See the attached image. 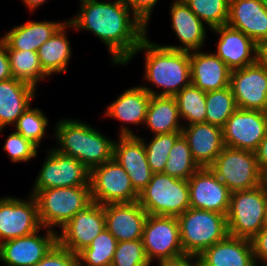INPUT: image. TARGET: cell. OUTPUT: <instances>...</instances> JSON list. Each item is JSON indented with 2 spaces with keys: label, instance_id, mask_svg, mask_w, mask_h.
I'll list each match as a JSON object with an SVG mask.
<instances>
[{
  "label": "cell",
  "instance_id": "obj_24",
  "mask_svg": "<svg viewBox=\"0 0 267 266\" xmlns=\"http://www.w3.org/2000/svg\"><path fill=\"white\" fill-rule=\"evenodd\" d=\"M230 75L231 69L214 52L190 51L191 84L204 92L228 87Z\"/></svg>",
  "mask_w": 267,
  "mask_h": 266
},
{
  "label": "cell",
  "instance_id": "obj_19",
  "mask_svg": "<svg viewBox=\"0 0 267 266\" xmlns=\"http://www.w3.org/2000/svg\"><path fill=\"white\" fill-rule=\"evenodd\" d=\"M219 36L217 55L231 70L244 68L258 60V44L242 31L222 25L212 29Z\"/></svg>",
  "mask_w": 267,
  "mask_h": 266
},
{
  "label": "cell",
  "instance_id": "obj_32",
  "mask_svg": "<svg viewBox=\"0 0 267 266\" xmlns=\"http://www.w3.org/2000/svg\"><path fill=\"white\" fill-rule=\"evenodd\" d=\"M179 115L185 125L206 122V92L189 84L174 96Z\"/></svg>",
  "mask_w": 267,
  "mask_h": 266
},
{
  "label": "cell",
  "instance_id": "obj_50",
  "mask_svg": "<svg viewBox=\"0 0 267 266\" xmlns=\"http://www.w3.org/2000/svg\"><path fill=\"white\" fill-rule=\"evenodd\" d=\"M261 263L262 264V266H267V262H257V261H255V264H254V266H259V264ZM258 264V265H257ZM261 266V265H260Z\"/></svg>",
  "mask_w": 267,
  "mask_h": 266
},
{
  "label": "cell",
  "instance_id": "obj_16",
  "mask_svg": "<svg viewBox=\"0 0 267 266\" xmlns=\"http://www.w3.org/2000/svg\"><path fill=\"white\" fill-rule=\"evenodd\" d=\"M229 86L237 108L267 112V71L258 60L231 70Z\"/></svg>",
  "mask_w": 267,
  "mask_h": 266
},
{
  "label": "cell",
  "instance_id": "obj_43",
  "mask_svg": "<svg viewBox=\"0 0 267 266\" xmlns=\"http://www.w3.org/2000/svg\"><path fill=\"white\" fill-rule=\"evenodd\" d=\"M254 259L257 262H267V225L251 239Z\"/></svg>",
  "mask_w": 267,
  "mask_h": 266
},
{
  "label": "cell",
  "instance_id": "obj_8",
  "mask_svg": "<svg viewBox=\"0 0 267 266\" xmlns=\"http://www.w3.org/2000/svg\"><path fill=\"white\" fill-rule=\"evenodd\" d=\"M230 190H250L266 181L260 171L255 152L225 146L209 167Z\"/></svg>",
  "mask_w": 267,
  "mask_h": 266
},
{
  "label": "cell",
  "instance_id": "obj_30",
  "mask_svg": "<svg viewBox=\"0 0 267 266\" xmlns=\"http://www.w3.org/2000/svg\"><path fill=\"white\" fill-rule=\"evenodd\" d=\"M180 120L174 96L151 95L144 122L151 133L157 135L181 132L183 123Z\"/></svg>",
  "mask_w": 267,
  "mask_h": 266
},
{
  "label": "cell",
  "instance_id": "obj_44",
  "mask_svg": "<svg viewBox=\"0 0 267 266\" xmlns=\"http://www.w3.org/2000/svg\"><path fill=\"white\" fill-rule=\"evenodd\" d=\"M156 262H158L159 266H200L198 256L186 253H182L180 255L166 259H161Z\"/></svg>",
  "mask_w": 267,
  "mask_h": 266
},
{
  "label": "cell",
  "instance_id": "obj_14",
  "mask_svg": "<svg viewBox=\"0 0 267 266\" xmlns=\"http://www.w3.org/2000/svg\"><path fill=\"white\" fill-rule=\"evenodd\" d=\"M121 126L119 140L114 142L113 158L126 171L133 188L140 193L150 182L153 172L142 139L131 128Z\"/></svg>",
  "mask_w": 267,
  "mask_h": 266
},
{
  "label": "cell",
  "instance_id": "obj_17",
  "mask_svg": "<svg viewBox=\"0 0 267 266\" xmlns=\"http://www.w3.org/2000/svg\"><path fill=\"white\" fill-rule=\"evenodd\" d=\"M46 229L45 234L40 231ZM57 231L41 227L38 231L0 244V261L5 266H33L57 243Z\"/></svg>",
  "mask_w": 267,
  "mask_h": 266
},
{
  "label": "cell",
  "instance_id": "obj_21",
  "mask_svg": "<svg viewBox=\"0 0 267 266\" xmlns=\"http://www.w3.org/2000/svg\"><path fill=\"white\" fill-rule=\"evenodd\" d=\"M227 25L242 31L258 45L267 42L265 0H230Z\"/></svg>",
  "mask_w": 267,
  "mask_h": 266
},
{
  "label": "cell",
  "instance_id": "obj_20",
  "mask_svg": "<svg viewBox=\"0 0 267 266\" xmlns=\"http://www.w3.org/2000/svg\"><path fill=\"white\" fill-rule=\"evenodd\" d=\"M106 229L118 242L142 239L147 212L138 201L103 205Z\"/></svg>",
  "mask_w": 267,
  "mask_h": 266
},
{
  "label": "cell",
  "instance_id": "obj_31",
  "mask_svg": "<svg viewBox=\"0 0 267 266\" xmlns=\"http://www.w3.org/2000/svg\"><path fill=\"white\" fill-rule=\"evenodd\" d=\"M11 74L14 79L26 82L33 87L49 77L42 69L36 51L7 50Z\"/></svg>",
  "mask_w": 267,
  "mask_h": 266
},
{
  "label": "cell",
  "instance_id": "obj_49",
  "mask_svg": "<svg viewBox=\"0 0 267 266\" xmlns=\"http://www.w3.org/2000/svg\"><path fill=\"white\" fill-rule=\"evenodd\" d=\"M265 225H267V200H266V206H265Z\"/></svg>",
  "mask_w": 267,
  "mask_h": 266
},
{
  "label": "cell",
  "instance_id": "obj_35",
  "mask_svg": "<svg viewBox=\"0 0 267 266\" xmlns=\"http://www.w3.org/2000/svg\"><path fill=\"white\" fill-rule=\"evenodd\" d=\"M200 167L194 161L186 139L181 134L169 152L164 169L165 174L188 180Z\"/></svg>",
  "mask_w": 267,
  "mask_h": 266
},
{
  "label": "cell",
  "instance_id": "obj_5",
  "mask_svg": "<svg viewBox=\"0 0 267 266\" xmlns=\"http://www.w3.org/2000/svg\"><path fill=\"white\" fill-rule=\"evenodd\" d=\"M42 227L55 230L64 226L79 211L92 203L90 186L39 190L33 195Z\"/></svg>",
  "mask_w": 267,
  "mask_h": 266
},
{
  "label": "cell",
  "instance_id": "obj_45",
  "mask_svg": "<svg viewBox=\"0 0 267 266\" xmlns=\"http://www.w3.org/2000/svg\"><path fill=\"white\" fill-rule=\"evenodd\" d=\"M13 78L10 69V60L7 53L6 42L0 38V81Z\"/></svg>",
  "mask_w": 267,
  "mask_h": 266
},
{
  "label": "cell",
  "instance_id": "obj_22",
  "mask_svg": "<svg viewBox=\"0 0 267 266\" xmlns=\"http://www.w3.org/2000/svg\"><path fill=\"white\" fill-rule=\"evenodd\" d=\"M181 134L200 168L210 167L225 147L223 129L206 122L183 125Z\"/></svg>",
  "mask_w": 267,
  "mask_h": 266
},
{
  "label": "cell",
  "instance_id": "obj_39",
  "mask_svg": "<svg viewBox=\"0 0 267 266\" xmlns=\"http://www.w3.org/2000/svg\"><path fill=\"white\" fill-rule=\"evenodd\" d=\"M146 257L143 241L118 242L111 266H150Z\"/></svg>",
  "mask_w": 267,
  "mask_h": 266
},
{
  "label": "cell",
  "instance_id": "obj_15",
  "mask_svg": "<svg viewBox=\"0 0 267 266\" xmlns=\"http://www.w3.org/2000/svg\"><path fill=\"white\" fill-rule=\"evenodd\" d=\"M222 129L225 146L255 152L267 130V112L237 108Z\"/></svg>",
  "mask_w": 267,
  "mask_h": 266
},
{
  "label": "cell",
  "instance_id": "obj_34",
  "mask_svg": "<svg viewBox=\"0 0 267 266\" xmlns=\"http://www.w3.org/2000/svg\"><path fill=\"white\" fill-rule=\"evenodd\" d=\"M206 123L223 128L227 120L237 109L230 86L206 92Z\"/></svg>",
  "mask_w": 267,
  "mask_h": 266
},
{
  "label": "cell",
  "instance_id": "obj_18",
  "mask_svg": "<svg viewBox=\"0 0 267 266\" xmlns=\"http://www.w3.org/2000/svg\"><path fill=\"white\" fill-rule=\"evenodd\" d=\"M190 208L227 216L231 192L209 168H199L189 179Z\"/></svg>",
  "mask_w": 267,
  "mask_h": 266
},
{
  "label": "cell",
  "instance_id": "obj_12",
  "mask_svg": "<svg viewBox=\"0 0 267 266\" xmlns=\"http://www.w3.org/2000/svg\"><path fill=\"white\" fill-rule=\"evenodd\" d=\"M41 227L33 195L26 200L11 196L0 198V244L30 235Z\"/></svg>",
  "mask_w": 267,
  "mask_h": 266
},
{
  "label": "cell",
  "instance_id": "obj_46",
  "mask_svg": "<svg viewBox=\"0 0 267 266\" xmlns=\"http://www.w3.org/2000/svg\"><path fill=\"white\" fill-rule=\"evenodd\" d=\"M255 155L260 171L267 177V130L255 151Z\"/></svg>",
  "mask_w": 267,
  "mask_h": 266
},
{
  "label": "cell",
  "instance_id": "obj_6",
  "mask_svg": "<svg viewBox=\"0 0 267 266\" xmlns=\"http://www.w3.org/2000/svg\"><path fill=\"white\" fill-rule=\"evenodd\" d=\"M138 202L147 214L178 217L190 208L188 180L153 173Z\"/></svg>",
  "mask_w": 267,
  "mask_h": 266
},
{
  "label": "cell",
  "instance_id": "obj_7",
  "mask_svg": "<svg viewBox=\"0 0 267 266\" xmlns=\"http://www.w3.org/2000/svg\"><path fill=\"white\" fill-rule=\"evenodd\" d=\"M267 180L250 190L232 192L227 214L230 236L251 240L265 225Z\"/></svg>",
  "mask_w": 267,
  "mask_h": 266
},
{
  "label": "cell",
  "instance_id": "obj_11",
  "mask_svg": "<svg viewBox=\"0 0 267 266\" xmlns=\"http://www.w3.org/2000/svg\"><path fill=\"white\" fill-rule=\"evenodd\" d=\"M147 259L152 261L180 255L183 252L178 218L148 214L142 236Z\"/></svg>",
  "mask_w": 267,
  "mask_h": 266
},
{
  "label": "cell",
  "instance_id": "obj_47",
  "mask_svg": "<svg viewBox=\"0 0 267 266\" xmlns=\"http://www.w3.org/2000/svg\"><path fill=\"white\" fill-rule=\"evenodd\" d=\"M258 61L265 67L267 71V42L258 45Z\"/></svg>",
  "mask_w": 267,
  "mask_h": 266
},
{
  "label": "cell",
  "instance_id": "obj_27",
  "mask_svg": "<svg viewBox=\"0 0 267 266\" xmlns=\"http://www.w3.org/2000/svg\"><path fill=\"white\" fill-rule=\"evenodd\" d=\"M67 20L54 21H29L19 26H14L3 39L7 50L36 51L46 42Z\"/></svg>",
  "mask_w": 267,
  "mask_h": 266
},
{
  "label": "cell",
  "instance_id": "obj_36",
  "mask_svg": "<svg viewBox=\"0 0 267 266\" xmlns=\"http://www.w3.org/2000/svg\"><path fill=\"white\" fill-rule=\"evenodd\" d=\"M230 0H184L189 8L208 25L209 29L226 25Z\"/></svg>",
  "mask_w": 267,
  "mask_h": 266
},
{
  "label": "cell",
  "instance_id": "obj_9",
  "mask_svg": "<svg viewBox=\"0 0 267 266\" xmlns=\"http://www.w3.org/2000/svg\"><path fill=\"white\" fill-rule=\"evenodd\" d=\"M89 184L92 202L101 205L139 199L128 174L114 158L90 170Z\"/></svg>",
  "mask_w": 267,
  "mask_h": 266
},
{
  "label": "cell",
  "instance_id": "obj_42",
  "mask_svg": "<svg viewBox=\"0 0 267 266\" xmlns=\"http://www.w3.org/2000/svg\"><path fill=\"white\" fill-rule=\"evenodd\" d=\"M147 27L154 7L159 0H121Z\"/></svg>",
  "mask_w": 267,
  "mask_h": 266
},
{
  "label": "cell",
  "instance_id": "obj_25",
  "mask_svg": "<svg viewBox=\"0 0 267 266\" xmlns=\"http://www.w3.org/2000/svg\"><path fill=\"white\" fill-rule=\"evenodd\" d=\"M202 266H254L251 240L228 235L199 256Z\"/></svg>",
  "mask_w": 267,
  "mask_h": 266
},
{
  "label": "cell",
  "instance_id": "obj_41",
  "mask_svg": "<svg viewBox=\"0 0 267 266\" xmlns=\"http://www.w3.org/2000/svg\"><path fill=\"white\" fill-rule=\"evenodd\" d=\"M33 266H78V256L57 242L45 257Z\"/></svg>",
  "mask_w": 267,
  "mask_h": 266
},
{
  "label": "cell",
  "instance_id": "obj_37",
  "mask_svg": "<svg viewBox=\"0 0 267 266\" xmlns=\"http://www.w3.org/2000/svg\"><path fill=\"white\" fill-rule=\"evenodd\" d=\"M180 135L181 132L153 135L149 143L145 141V138L140 137L146 150L149 167L153 173L164 172L169 152Z\"/></svg>",
  "mask_w": 267,
  "mask_h": 266
},
{
  "label": "cell",
  "instance_id": "obj_26",
  "mask_svg": "<svg viewBox=\"0 0 267 266\" xmlns=\"http://www.w3.org/2000/svg\"><path fill=\"white\" fill-rule=\"evenodd\" d=\"M35 87L18 79L0 81V133L16 124L22 113L31 106Z\"/></svg>",
  "mask_w": 267,
  "mask_h": 266
},
{
  "label": "cell",
  "instance_id": "obj_10",
  "mask_svg": "<svg viewBox=\"0 0 267 266\" xmlns=\"http://www.w3.org/2000/svg\"><path fill=\"white\" fill-rule=\"evenodd\" d=\"M47 155L30 195L49 188L90 186V171L79 160L52 148Z\"/></svg>",
  "mask_w": 267,
  "mask_h": 266
},
{
  "label": "cell",
  "instance_id": "obj_28",
  "mask_svg": "<svg viewBox=\"0 0 267 266\" xmlns=\"http://www.w3.org/2000/svg\"><path fill=\"white\" fill-rule=\"evenodd\" d=\"M150 98L151 95L141 86L129 88L108 105L105 116L124 124H144Z\"/></svg>",
  "mask_w": 267,
  "mask_h": 266
},
{
  "label": "cell",
  "instance_id": "obj_2",
  "mask_svg": "<svg viewBox=\"0 0 267 266\" xmlns=\"http://www.w3.org/2000/svg\"><path fill=\"white\" fill-rule=\"evenodd\" d=\"M142 51L146 52L143 78L162 90L158 92L141 85L150 95L175 96L191 83L190 52L173 50L161 44L152 43L146 36L124 65Z\"/></svg>",
  "mask_w": 267,
  "mask_h": 266
},
{
  "label": "cell",
  "instance_id": "obj_40",
  "mask_svg": "<svg viewBox=\"0 0 267 266\" xmlns=\"http://www.w3.org/2000/svg\"><path fill=\"white\" fill-rule=\"evenodd\" d=\"M37 146L18 132L9 134L3 145V151L12 162H27L38 155Z\"/></svg>",
  "mask_w": 267,
  "mask_h": 266
},
{
  "label": "cell",
  "instance_id": "obj_38",
  "mask_svg": "<svg viewBox=\"0 0 267 266\" xmlns=\"http://www.w3.org/2000/svg\"><path fill=\"white\" fill-rule=\"evenodd\" d=\"M48 124V119L43 111L38 108L33 109L30 106L18 118L14 128L25 139L39 147Z\"/></svg>",
  "mask_w": 267,
  "mask_h": 266
},
{
  "label": "cell",
  "instance_id": "obj_1",
  "mask_svg": "<svg viewBox=\"0 0 267 266\" xmlns=\"http://www.w3.org/2000/svg\"><path fill=\"white\" fill-rule=\"evenodd\" d=\"M79 2L77 15L67 20L71 28L92 32L108 48L112 64L124 65L147 36L148 27L121 0Z\"/></svg>",
  "mask_w": 267,
  "mask_h": 266
},
{
  "label": "cell",
  "instance_id": "obj_4",
  "mask_svg": "<svg viewBox=\"0 0 267 266\" xmlns=\"http://www.w3.org/2000/svg\"><path fill=\"white\" fill-rule=\"evenodd\" d=\"M177 218L186 254L199 256L229 235L227 216L218 212L189 208Z\"/></svg>",
  "mask_w": 267,
  "mask_h": 266
},
{
  "label": "cell",
  "instance_id": "obj_29",
  "mask_svg": "<svg viewBox=\"0 0 267 266\" xmlns=\"http://www.w3.org/2000/svg\"><path fill=\"white\" fill-rule=\"evenodd\" d=\"M68 28H71V24L66 21L37 50L40 65L48 76L67 71V66L72 57V48L66 35V29Z\"/></svg>",
  "mask_w": 267,
  "mask_h": 266
},
{
  "label": "cell",
  "instance_id": "obj_23",
  "mask_svg": "<svg viewBox=\"0 0 267 266\" xmlns=\"http://www.w3.org/2000/svg\"><path fill=\"white\" fill-rule=\"evenodd\" d=\"M171 28L182 45H163L173 50L201 49L206 40V27L184 0H173L170 6Z\"/></svg>",
  "mask_w": 267,
  "mask_h": 266
},
{
  "label": "cell",
  "instance_id": "obj_3",
  "mask_svg": "<svg viewBox=\"0 0 267 266\" xmlns=\"http://www.w3.org/2000/svg\"><path fill=\"white\" fill-rule=\"evenodd\" d=\"M55 150L79 160L89 171L113 158L114 140L74 118L60 119L55 126Z\"/></svg>",
  "mask_w": 267,
  "mask_h": 266
},
{
  "label": "cell",
  "instance_id": "obj_48",
  "mask_svg": "<svg viewBox=\"0 0 267 266\" xmlns=\"http://www.w3.org/2000/svg\"><path fill=\"white\" fill-rule=\"evenodd\" d=\"M23 3L27 6V9H29L30 13L38 9L39 6L46 3L47 0H22Z\"/></svg>",
  "mask_w": 267,
  "mask_h": 266
},
{
  "label": "cell",
  "instance_id": "obj_13",
  "mask_svg": "<svg viewBox=\"0 0 267 266\" xmlns=\"http://www.w3.org/2000/svg\"><path fill=\"white\" fill-rule=\"evenodd\" d=\"M106 228L104 207L92 202L84 210L79 211L57 233L58 243L78 254Z\"/></svg>",
  "mask_w": 267,
  "mask_h": 266
},
{
  "label": "cell",
  "instance_id": "obj_33",
  "mask_svg": "<svg viewBox=\"0 0 267 266\" xmlns=\"http://www.w3.org/2000/svg\"><path fill=\"white\" fill-rule=\"evenodd\" d=\"M117 244L116 238L105 228L77 254L78 266H111Z\"/></svg>",
  "mask_w": 267,
  "mask_h": 266
}]
</instances>
